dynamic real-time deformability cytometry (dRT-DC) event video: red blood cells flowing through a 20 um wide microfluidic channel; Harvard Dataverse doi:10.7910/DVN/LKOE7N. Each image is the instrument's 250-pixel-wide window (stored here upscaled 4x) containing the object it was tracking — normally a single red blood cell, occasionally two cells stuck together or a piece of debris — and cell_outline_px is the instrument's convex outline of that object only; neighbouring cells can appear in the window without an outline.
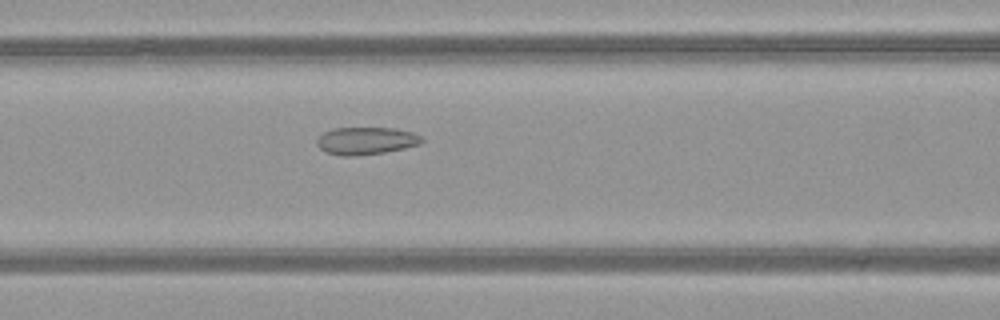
{"species": "common noctule bat (a hibernating species)", "species_latin": "Nyctalus noctula", "temperature_condition": "warm", "stored_images_in_passage": 35, "camera_frame_rate_fps": 3000, "um_per_image_px": 0.085, "animal": {"sex": "female", "body_mass_g": 21.9}, "frame": {"image": 1, "passage_image": 6, "time_ms": 1.667, "image_size_px": [1000, 320], "cell_outline_px": [[424, 140], [420, 144], [404, 148], [384, 152], [356, 156], [340, 156], [324, 152], [316, 144], [316, 140], [324, 132], [332, 128], [396, 128], [412, 132], [420, 136]], "centroid_in_image_um": [31.09, 11.97], "position_along_channel_um": 135.5, "area_um2": 16.88}}
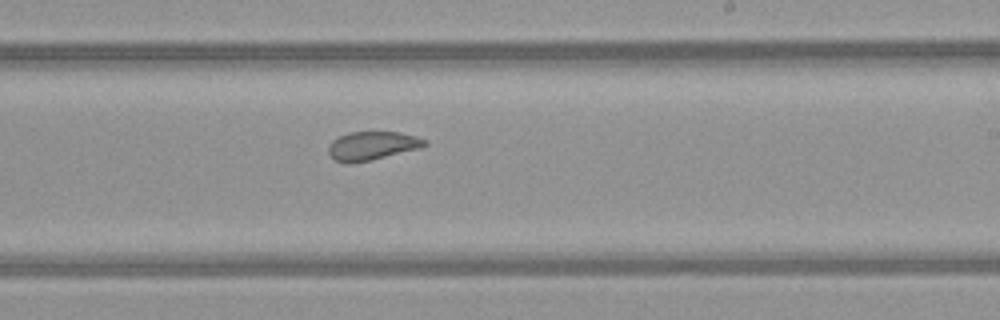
{"frame": {"image": 2, "passage_image": 15, "time_ms": 4.667, "image_size_px": [1000, 320], "cell_outline_px": [[428, 144], [420, 148], [372, 160], [352, 164], [344, 164], [336, 160], [328, 152], [328, 144], [332, 140], [348, 132], [400, 132], [416, 136], [428, 140]], "centroid_in_image_um": [31.63, 12.4], "position_along_channel_um": 257.4, "area_um2": 16.24}}
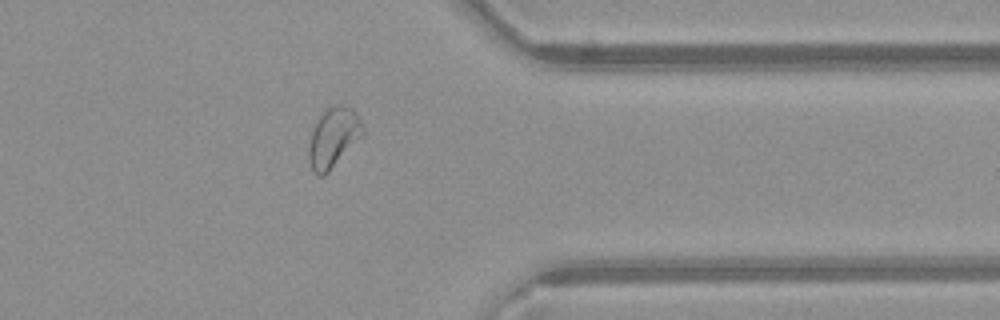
{"frame": {"image": 3, "passage_image": 25, "time_ms": 8.0, "image_size_px": [1000, 320], "cell_outline_px": [[364, 132], [328, 172], [324, 176], [316, 176], [312, 172], [308, 160], [308, 148], [312, 132], [324, 108], [332, 104], [340, 104], [352, 108], [360, 116], [364, 128]], "centroid_in_image_um": [28.32, 11.67], "position_along_channel_um": 383.1, "area_um2": 18.79}, "authors_computed_cell_mechanics": {"area_um2": 17.34, "velocity_mm_per_s": 4.0658, "shape_relaxation_time_tau1_ms": null, "shape_relaxation_time_tau2_ms": 1.643, "deformation_change_tau1": null, "deformation_change_tau2": 0.0665}}